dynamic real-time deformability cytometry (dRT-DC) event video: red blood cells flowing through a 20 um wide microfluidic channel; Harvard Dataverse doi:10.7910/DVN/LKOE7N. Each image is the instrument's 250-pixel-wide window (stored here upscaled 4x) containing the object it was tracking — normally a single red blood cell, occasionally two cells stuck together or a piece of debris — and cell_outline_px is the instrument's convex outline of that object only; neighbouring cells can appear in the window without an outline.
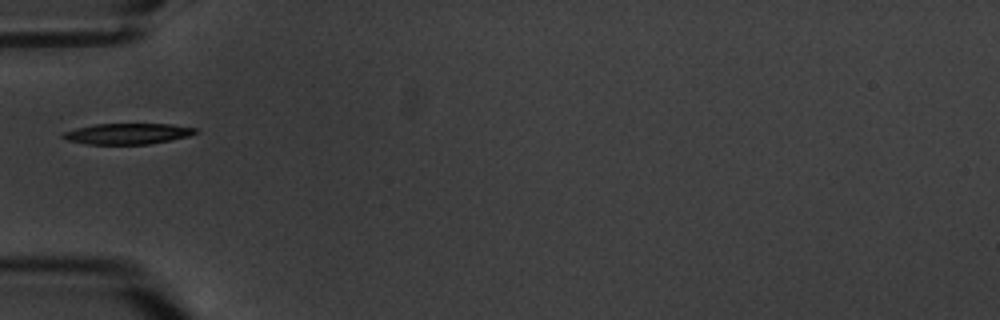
{"species": "common noctule bat (a hibernating species)", "species_latin": "Nyctalus noctula", "temperature_condition": "warm", "stored_images_in_passage": 7, "camera_frame_rate_fps": 3000, "um_per_image_px": 0.085, "animal": {"sex": "male", "body_mass_g": 20.1, "forearm_length_mm": 53.5}, "frame": {"image": 1, "passage_image": 1, "time_ms": 0.0, "image_size_px": [1000, 320], "cell_outline_px": [[200, 132], [188, 136], [148, 144], [84, 144], [68, 140], [60, 136], [64, 132], [76, 128], [96, 124], [172, 124], [196, 128]], "centroid_in_image_um": [10.85, 11.36], "position_along_channel_um": 74.2, "area_um2": 16.01}}
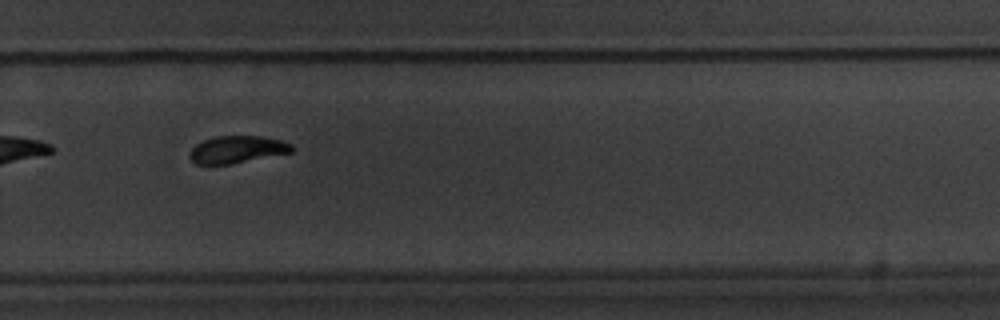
{"frame": {"image": 2, "passage_image": 7, "time_ms": 7.0, "image_size_px": [1000, 320], "cell_outline_px": [[292, 152], [232, 164], [196, 164], [188, 156], [192, 148], [196, 144], [204, 140], [216, 136], [260, 136], [280, 140], [292, 144]], "centroid_in_image_um": [20.14, 12.71], "position_along_channel_um": 309.7, "area_um2": 16.13}}